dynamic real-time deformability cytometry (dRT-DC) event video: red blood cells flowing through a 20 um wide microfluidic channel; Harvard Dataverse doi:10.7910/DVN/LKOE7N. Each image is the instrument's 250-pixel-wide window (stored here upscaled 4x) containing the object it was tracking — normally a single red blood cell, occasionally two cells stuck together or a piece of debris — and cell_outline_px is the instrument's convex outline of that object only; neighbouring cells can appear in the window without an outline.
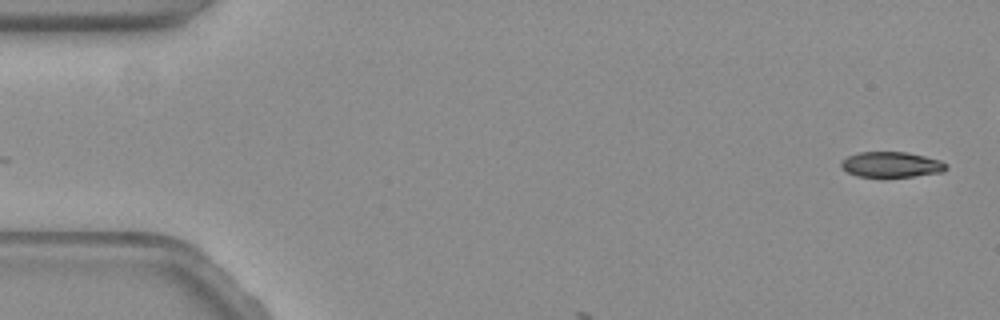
{"species": "common noctule bat (a hibernating species)", "species_latin": "Nyctalus noctula", "temperature_condition": "warm", "stored_images_in_passage": 8, "camera_frame_rate_fps": 3000, "um_per_image_px": 0.085, "animal": {"sex": "female", "body_mass_g": 19.3, "forearm_length_mm": 54.1}, "frame": {"image": 1, "passage_image": 1, "time_ms": 0.0, "image_size_px": [1000, 320], "cell_outline_px": [[948, 168], [944, 172], [884, 180], [880, 180], [856, 176], [848, 172], [840, 164], [840, 160], [848, 156], [860, 152], [908, 152], [940, 160], [948, 164]], "centroid_in_image_um": [75.76, 14.04], "position_along_channel_um": 9.2, "area_um2": 16.42}}